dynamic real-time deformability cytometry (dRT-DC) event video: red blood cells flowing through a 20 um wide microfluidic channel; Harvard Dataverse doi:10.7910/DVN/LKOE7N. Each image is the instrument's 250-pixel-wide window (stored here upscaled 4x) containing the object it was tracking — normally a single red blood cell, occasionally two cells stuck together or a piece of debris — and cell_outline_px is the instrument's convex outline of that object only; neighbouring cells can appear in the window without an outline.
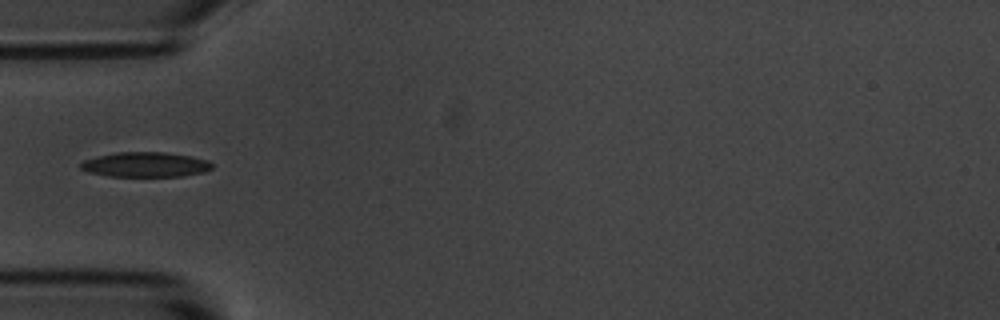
{"species": "common noctule bat (a hibernating species)", "species_latin": "Nyctalus noctula", "temperature_condition": "room temperature", "stored_images_in_passage": 4, "camera_frame_rate_fps": 3000, "um_per_image_px": 0.085, "animal": {"sex": "male", "body_mass_g": 20.1, "forearm_length_mm": 53.5}, "frame": {"image": 1, "passage_image": 2, "time_ms": 1.333, "image_size_px": [1000, 320], "cell_outline_px": [[212, 168], [204, 172], [184, 176], [108, 176], [88, 172], [80, 168], [80, 164], [84, 160], [116, 152], [164, 152], [192, 156], [208, 160], [212, 164]], "centroid_in_image_um": [12.39, 13.99], "position_along_channel_um": 72.6, "area_um2": 19.02}}
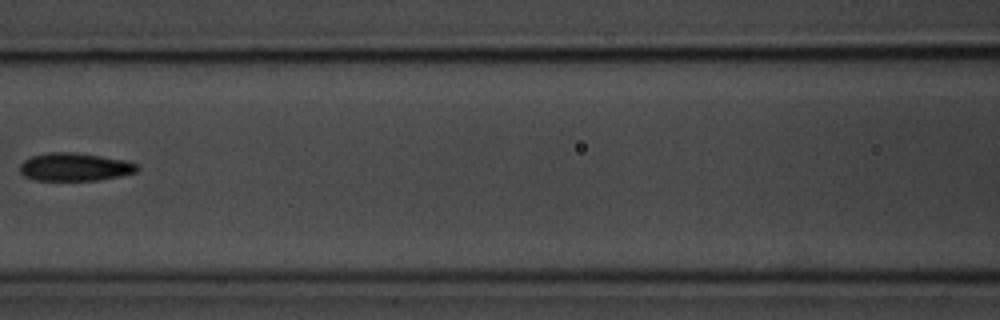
{"frame": {"image": 2, "passage_image": 4, "time_ms": 3.667, "image_size_px": [1000, 320], "cell_outline_px": [[140, 168], [136, 172], [120, 176], [96, 180], [36, 180], [24, 176], [20, 172], [20, 164], [24, 160], [32, 156], [48, 152], [76, 152], [124, 160], [136, 164]], "centroid_in_image_um": [6.34, 14.19], "position_along_channel_um": 160.3, "area_um2": 19.07}}